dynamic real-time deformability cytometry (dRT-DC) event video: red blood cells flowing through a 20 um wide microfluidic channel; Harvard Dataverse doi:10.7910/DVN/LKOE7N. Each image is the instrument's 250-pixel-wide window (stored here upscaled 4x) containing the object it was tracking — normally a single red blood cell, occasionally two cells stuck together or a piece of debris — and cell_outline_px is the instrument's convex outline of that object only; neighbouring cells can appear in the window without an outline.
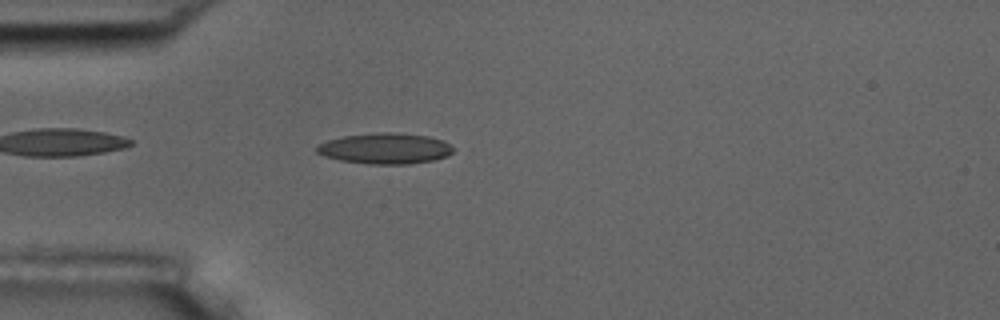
{"species": "common noctule bat (a hibernating species)", "species_latin": "Nyctalus noctula", "temperature_condition": "room temperature", "stored_images_in_passage": 4, "camera_frame_rate_fps": 3000, "um_per_image_px": 0.085, "animal": {"sex": "male", "body_mass_g": 17.5, "forearm_length_mm": 52.3}, "frame": {"image": 1, "passage_image": 4, "time_ms": 3.667, "image_size_px": [1000, 320], "cell_outline_px": [[456, 148], [448, 156], [432, 160], [408, 164], [368, 164], [340, 160], [324, 156], [316, 152], [316, 144], [328, 140], [344, 136], [380, 132], [392, 132], [428, 136], [444, 140]], "centroid_in_image_um": [32.75, 12.62], "position_along_channel_um": 52.3, "area_um2": 24.62}}